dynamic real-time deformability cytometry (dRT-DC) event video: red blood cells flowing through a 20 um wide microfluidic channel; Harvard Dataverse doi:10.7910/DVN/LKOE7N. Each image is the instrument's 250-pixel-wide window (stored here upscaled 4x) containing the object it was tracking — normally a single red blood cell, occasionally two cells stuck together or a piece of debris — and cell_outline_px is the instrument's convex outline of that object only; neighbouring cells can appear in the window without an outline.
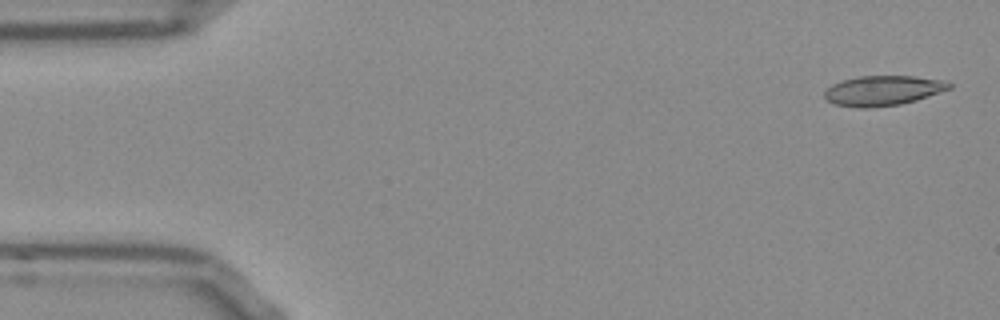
{"species": "Egyptian fruit bat (a non-hibernating species)", "species_latin": "Rousettus aegyptiacus", "temperature_condition": "room temperature", "stored_images_in_passage": 51, "camera_frame_rate_fps": 3000, "um_per_image_px": 0.085, "frame": {"image": 1, "passage_image": 2, "time_ms": 0.333, "image_size_px": [1000, 320], "cell_outline_px": [[952, 88], [916, 100], [900, 104], [868, 108], [856, 108], [836, 104], [828, 100], [824, 96], [824, 92], [832, 84], [844, 80], [860, 76], [916, 76], [948, 80], [952, 84]], "centroid_in_image_um": [75.1, 7.69], "position_along_channel_um": 9.9, "area_um2": 21.79}}
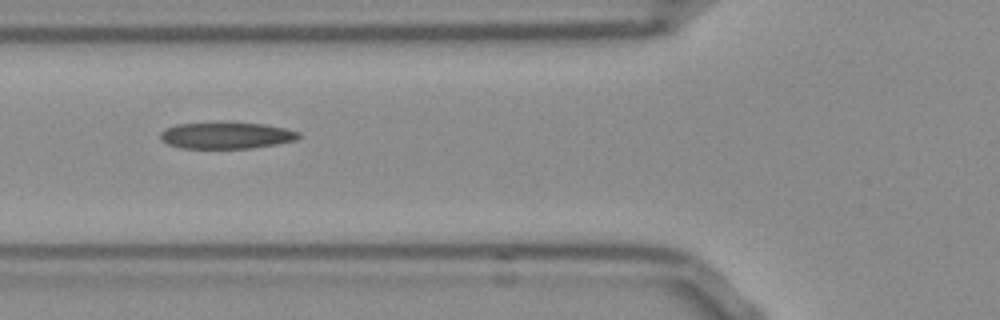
{"frame": {"image": 2, "passage_image": 19, "time_ms": 6.0, "image_size_px": [1000, 320], "cell_outline_px": [[300, 136], [296, 140], [276, 144], [252, 148], [180, 148], [168, 144], [160, 140], [160, 132], [164, 128], [176, 124], [216, 120], [224, 120], [264, 124], [288, 128], [300, 132]], "centroid_in_image_um": [19.2, 11.46], "position_along_channel_um": 106.6, "area_um2": 22.43}}
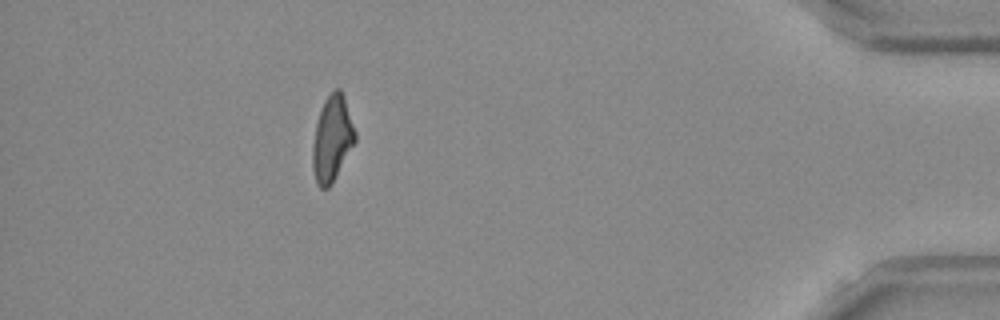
{"frame": {"image": 3, "passage_image": 47, "time_ms": 15.333, "image_size_px": [1000, 320], "cell_outline_px": [[356, 140], [332, 184], [328, 188], [320, 188], [316, 184], [312, 168], [312, 144], [316, 124], [324, 100], [336, 88], [340, 88], [344, 96], [356, 132]], "centroid_in_image_um": [28.22, 11.82], "position_along_channel_um": 407.0, "area_um2": 21.21}}